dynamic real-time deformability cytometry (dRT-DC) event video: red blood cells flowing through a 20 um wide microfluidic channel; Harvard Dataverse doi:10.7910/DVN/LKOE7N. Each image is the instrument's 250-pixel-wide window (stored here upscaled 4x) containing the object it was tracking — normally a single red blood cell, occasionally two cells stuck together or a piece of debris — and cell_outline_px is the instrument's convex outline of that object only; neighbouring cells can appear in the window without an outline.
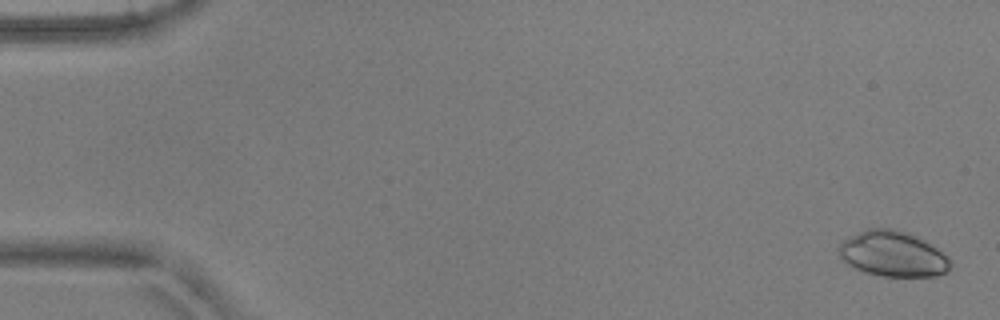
{"species": "common noctule bat (a hibernating species)", "species_latin": "Nyctalus noctula", "temperature_condition": "warm", "stored_images_in_passage": 5, "camera_frame_rate_fps": 3000, "um_per_image_px": 0.085, "animal": {"sex": "male", "body_mass_g": 17.9, "forearm_length_mm": 54.2}, "frame": {"image": 1, "passage_image": 1, "time_ms": 0.0, "image_size_px": [1000, 320], "cell_outline_px": [[948, 272], [932, 276], [884, 276], [864, 272], [852, 268], [840, 256], [836, 248], [848, 236], [868, 228], [888, 228], [908, 232], [924, 240], [948, 256]], "centroid_in_image_um": [75.84, 21.57], "position_along_channel_um": 9.2, "area_um2": 29.42}}